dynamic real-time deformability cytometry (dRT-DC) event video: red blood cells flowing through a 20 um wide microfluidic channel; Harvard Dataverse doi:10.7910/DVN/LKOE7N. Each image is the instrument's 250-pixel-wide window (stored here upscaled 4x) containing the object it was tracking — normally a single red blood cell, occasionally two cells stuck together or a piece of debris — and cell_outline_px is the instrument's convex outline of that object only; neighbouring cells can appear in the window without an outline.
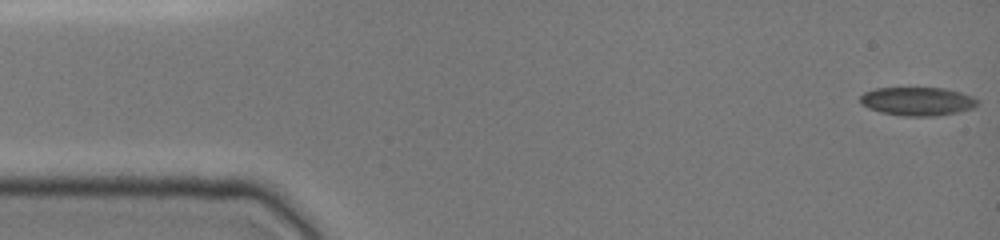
{"species": "common noctule bat (a hibernating species)", "species_latin": "Nyctalus noctula", "temperature_condition": "cold", "stored_images_in_passage": 48, "camera_frame_rate_fps": 3000, "um_per_image_px": 0.085, "animal": {"sex": "female", "body_mass_g": 19.0, "forearm_length_mm": 51.5}, "frame": {"image": 1, "passage_image": 1, "time_ms": 0.0, "image_size_px": [1000, 240], "cell_outline_px": [[980, 100], [972, 108], [960, 112], [936, 116], [900, 116], [880, 112], [868, 108], [860, 104], [860, 96], [864, 92], [876, 88], [944, 88], [960, 92], [972, 96]], "centroid_in_image_um": [77.97, 8.62], "position_along_channel_um": 7.0, "area_um2": 19.65}}
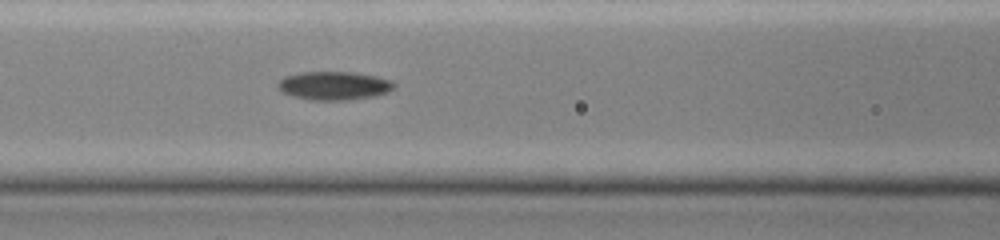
{"frame": {"image": 2, "passage_image": 20, "time_ms": 6.333, "image_size_px": [1000, 240], "cell_outline_px": [[396, 84], [388, 92], [376, 96], [348, 100], [312, 100], [292, 96], [276, 88], [276, 84], [284, 76], [300, 72], [352, 72], [376, 76], [392, 80]], "centroid_in_image_um": [28.38, 7.28], "position_along_channel_um": 138.2, "area_um2": 19.42}}
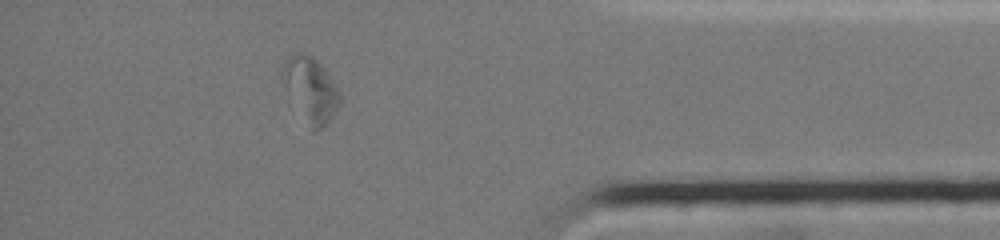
{"frame": {"image": 3, "passage_image": 42, "time_ms": 13.667, "image_size_px": [1000, 240], "cell_outline_px": [[340, 100], [332, 116], [324, 128], [316, 132], [312, 132], [284, 84], [280, 76], [280, 68], [284, 60], [292, 52], [304, 52], [312, 56], [328, 72], [340, 92]], "centroid_in_image_um": [26.39, 7.56], "position_along_channel_um": 408.8, "area_um2": 21.56}, "authors_computed_cell_mechanics": {"area_um2": 19.2763, "velocity_mm_per_s": 3.9416, "shape_relaxation_time_tau1_ms": null, "shape_relaxation_time_tau2_ms": 9.3319, "deformation_change_tau1": null, "deformation_change_tau2": 0.1576}}